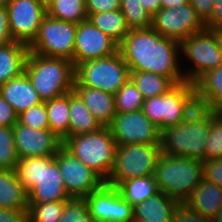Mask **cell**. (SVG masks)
Instances as JSON below:
<instances>
[{"instance_id":"cell-1","label":"cell","mask_w":222,"mask_h":222,"mask_svg":"<svg viewBox=\"0 0 222 222\" xmlns=\"http://www.w3.org/2000/svg\"><path fill=\"white\" fill-rule=\"evenodd\" d=\"M118 51L129 71L159 74L175 85L185 82L180 64V42L162 37L152 28L130 30L118 45Z\"/></svg>"},{"instance_id":"cell-2","label":"cell","mask_w":222,"mask_h":222,"mask_svg":"<svg viewBox=\"0 0 222 222\" xmlns=\"http://www.w3.org/2000/svg\"><path fill=\"white\" fill-rule=\"evenodd\" d=\"M14 171L27 192L28 204L71 199L54 156L21 158Z\"/></svg>"},{"instance_id":"cell-3","label":"cell","mask_w":222,"mask_h":222,"mask_svg":"<svg viewBox=\"0 0 222 222\" xmlns=\"http://www.w3.org/2000/svg\"><path fill=\"white\" fill-rule=\"evenodd\" d=\"M209 132L210 109L197 107L184 122L160 132L161 153L205 160Z\"/></svg>"},{"instance_id":"cell-4","label":"cell","mask_w":222,"mask_h":222,"mask_svg":"<svg viewBox=\"0 0 222 222\" xmlns=\"http://www.w3.org/2000/svg\"><path fill=\"white\" fill-rule=\"evenodd\" d=\"M24 72L42 102L73 91L75 67L68 59L45 57L29 51Z\"/></svg>"},{"instance_id":"cell-5","label":"cell","mask_w":222,"mask_h":222,"mask_svg":"<svg viewBox=\"0 0 222 222\" xmlns=\"http://www.w3.org/2000/svg\"><path fill=\"white\" fill-rule=\"evenodd\" d=\"M203 164L195 158L161 153L156 161L154 180L159 191L184 203L203 179Z\"/></svg>"},{"instance_id":"cell-6","label":"cell","mask_w":222,"mask_h":222,"mask_svg":"<svg viewBox=\"0 0 222 222\" xmlns=\"http://www.w3.org/2000/svg\"><path fill=\"white\" fill-rule=\"evenodd\" d=\"M62 146L106 182L114 166L117 148L108 127L66 137Z\"/></svg>"},{"instance_id":"cell-7","label":"cell","mask_w":222,"mask_h":222,"mask_svg":"<svg viewBox=\"0 0 222 222\" xmlns=\"http://www.w3.org/2000/svg\"><path fill=\"white\" fill-rule=\"evenodd\" d=\"M197 107L195 85L185 81L165 94L144 100L142 112L161 132L184 122Z\"/></svg>"},{"instance_id":"cell-8","label":"cell","mask_w":222,"mask_h":222,"mask_svg":"<svg viewBox=\"0 0 222 222\" xmlns=\"http://www.w3.org/2000/svg\"><path fill=\"white\" fill-rule=\"evenodd\" d=\"M183 59L189 63L183 62ZM180 64L185 81L192 84L222 65V51L211 29L205 28L180 42Z\"/></svg>"},{"instance_id":"cell-9","label":"cell","mask_w":222,"mask_h":222,"mask_svg":"<svg viewBox=\"0 0 222 222\" xmlns=\"http://www.w3.org/2000/svg\"><path fill=\"white\" fill-rule=\"evenodd\" d=\"M74 85L100 89L115 95L130 79V71L120 52L85 61L75 66Z\"/></svg>"},{"instance_id":"cell-10","label":"cell","mask_w":222,"mask_h":222,"mask_svg":"<svg viewBox=\"0 0 222 222\" xmlns=\"http://www.w3.org/2000/svg\"><path fill=\"white\" fill-rule=\"evenodd\" d=\"M160 144L117 145L114 166L106 184L117 186L128 179L154 176Z\"/></svg>"},{"instance_id":"cell-11","label":"cell","mask_w":222,"mask_h":222,"mask_svg":"<svg viewBox=\"0 0 222 222\" xmlns=\"http://www.w3.org/2000/svg\"><path fill=\"white\" fill-rule=\"evenodd\" d=\"M77 28L76 23L58 20L47 14L29 51L45 57L65 58L73 63Z\"/></svg>"},{"instance_id":"cell-12","label":"cell","mask_w":222,"mask_h":222,"mask_svg":"<svg viewBox=\"0 0 222 222\" xmlns=\"http://www.w3.org/2000/svg\"><path fill=\"white\" fill-rule=\"evenodd\" d=\"M151 28L162 37L181 42L194 33L204 30L205 23L190 3L178 8H161L152 16Z\"/></svg>"},{"instance_id":"cell-13","label":"cell","mask_w":222,"mask_h":222,"mask_svg":"<svg viewBox=\"0 0 222 222\" xmlns=\"http://www.w3.org/2000/svg\"><path fill=\"white\" fill-rule=\"evenodd\" d=\"M88 211L95 222H133V206L119 190L105 182L85 197Z\"/></svg>"},{"instance_id":"cell-14","label":"cell","mask_w":222,"mask_h":222,"mask_svg":"<svg viewBox=\"0 0 222 222\" xmlns=\"http://www.w3.org/2000/svg\"><path fill=\"white\" fill-rule=\"evenodd\" d=\"M54 159L58 163L66 192L71 198H85L97 190L104 181L63 146Z\"/></svg>"},{"instance_id":"cell-15","label":"cell","mask_w":222,"mask_h":222,"mask_svg":"<svg viewBox=\"0 0 222 222\" xmlns=\"http://www.w3.org/2000/svg\"><path fill=\"white\" fill-rule=\"evenodd\" d=\"M108 128L117 145L160 144V131L142 110L116 113Z\"/></svg>"},{"instance_id":"cell-16","label":"cell","mask_w":222,"mask_h":222,"mask_svg":"<svg viewBox=\"0 0 222 222\" xmlns=\"http://www.w3.org/2000/svg\"><path fill=\"white\" fill-rule=\"evenodd\" d=\"M7 9L13 40L29 47L38 34L47 10L38 0H10Z\"/></svg>"},{"instance_id":"cell-17","label":"cell","mask_w":222,"mask_h":222,"mask_svg":"<svg viewBox=\"0 0 222 222\" xmlns=\"http://www.w3.org/2000/svg\"><path fill=\"white\" fill-rule=\"evenodd\" d=\"M116 52L118 44L88 19L78 24L74 45V67L85 61L112 56Z\"/></svg>"},{"instance_id":"cell-18","label":"cell","mask_w":222,"mask_h":222,"mask_svg":"<svg viewBox=\"0 0 222 222\" xmlns=\"http://www.w3.org/2000/svg\"><path fill=\"white\" fill-rule=\"evenodd\" d=\"M13 132L19 159L55 156L63 145V141L50 129H33L17 122Z\"/></svg>"},{"instance_id":"cell-19","label":"cell","mask_w":222,"mask_h":222,"mask_svg":"<svg viewBox=\"0 0 222 222\" xmlns=\"http://www.w3.org/2000/svg\"><path fill=\"white\" fill-rule=\"evenodd\" d=\"M0 95L13 107L17 115L42 102L25 72L2 84Z\"/></svg>"},{"instance_id":"cell-20","label":"cell","mask_w":222,"mask_h":222,"mask_svg":"<svg viewBox=\"0 0 222 222\" xmlns=\"http://www.w3.org/2000/svg\"><path fill=\"white\" fill-rule=\"evenodd\" d=\"M73 90L83 100L102 127H108L116 115L115 96L100 89L74 85Z\"/></svg>"},{"instance_id":"cell-21","label":"cell","mask_w":222,"mask_h":222,"mask_svg":"<svg viewBox=\"0 0 222 222\" xmlns=\"http://www.w3.org/2000/svg\"><path fill=\"white\" fill-rule=\"evenodd\" d=\"M184 203L201 216L213 220L222 207V187L202 179Z\"/></svg>"},{"instance_id":"cell-22","label":"cell","mask_w":222,"mask_h":222,"mask_svg":"<svg viewBox=\"0 0 222 222\" xmlns=\"http://www.w3.org/2000/svg\"><path fill=\"white\" fill-rule=\"evenodd\" d=\"M179 203L159 191L142 203L133 206L134 220L146 222H172V216Z\"/></svg>"},{"instance_id":"cell-23","label":"cell","mask_w":222,"mask_h":222,"mask_svg":"<svg viewBox=\"0 0 222 222\" xmlns=\"http://www.w3.org/2000/svg\"><path fill=\"white\" fill-rule=\"evenodd\" d=\"M194 85L199 108L222 112V65L205 73Z\"/></svg>"},{"instance_id":"cell-24","label":"cell","mask_w":222,"mask_h":222,"mask_svg":"<svg viewBox=\"0 0 222 222\" xmlns=\"http://www.w3.org/2000/svg\"><path fill=\"white\" fill-rule=\"evenodd\" d=\"M29 47L12 41L0 46V86L24 72Z\"/></svg>"},{"instance_id":"cell-25","label":"cell","mask_w":222,"mask_h":222,"mask_svg":"<svg viewBox=\"0 0 222 222\" xmlns=\"http://www.w3.org/2000/svg\"><path fill=\"white\" fill-rule=\"evenodd\" d=\"M0 208L28 210V197L14 170L0 169Z\"/></svg>"},{"instance_id":"cell-26","label":"cell","mask_w":222,"mask_h":222,"mask_svg":"<svg viewBox=\"0 0 222 222\" xmlns=\"http://www.w3.org/2000/svg\"><path fill=\"white\" fill-rule=\"evenodd\" d=\"M69 112V136L92 133L102 128L74 90L70 92Z\"/></svg>"},{"instance_id":"cell-27","label":"cell","mask_w":222,"mask_h":222,"mask_svg":"<svg viewBox=\"0 0 222 222\" xmlns=\"http://www.w3.org/2000/svg\"><path fill=\"white\" fill-rule=\"evenodd\" d=\"M49 129L62 141L69 137L70 93L45 101Z\"/></svg>"},{"instance_id":"cell-28","label":"cell","mask_w":222,"mask_h":222,"mask_svg":"<svg viewBox=\"0 0 222 222\" xmlns=\"http://www.w3.org/2000/svg\"><path fill=\"white\" fill-rule=\"evenodd\" d=\"M87 19L99 30L108 35L118 45L130 32L121 10L87 14Z\"/></svg>"},{"instance_id":"cell-29","label":"cell","mask_w":222,"mask_h":222,"mask_svg":"<svg viewBox=\"0 0 222 222\" xmlns=\"http://www.w3.org/2000/svg\"><path fill=\"white\" fill-rule=\"evenodd\" d=\"M116 188L121 196L132 206L142 203L159 192L154 176H144L128 179L119 183Z\"/></svg>"},{"instance_id":"cell-30","label":"cell","mask_w":222,"mask_h":222,"mask_svg":"<svg viewBox=\"0 0 222 222\" xmlns=\"http://www.w3.org/2000/svg\"><path fill=\"white\" fill-rule=\"evenodd\" d=\"M130 79L144 100L165 94L175 86L169 78L151 72L130 71Z\"/></svg>"},{"instance_id":"cell-31","label":"cell","mask_w":222,"mask_h":222,"mask_svg":"<svg viewBox=\"0 0 222 222\" xmlns=\"http://www.w3.org/2000/svg\"><path fill=\"white\" fill-rule=\"evenodd\" d=\"M47 14L58 20L79 24L87 20L85 0H55Z\"/></svg>"},{"instance_id":"cell-32","label":"cell","mask_w":222,"mask_h":222,"mask_svg":"<svg viewBox=\"0 0 222 222\" xmlns=\"http://www.w3.org/2000/svg\"><path fill=\"white\" fill-rule=\"evenodd\" d=\"M121 13L130 30L149 29L152 24L151 14L140 0H120Z\"/></svg>"},{"instance_id":"cell-33","label":"cell","mask_w":222,"mask_h":222,"mask_svg":"<svg viewBox=\"0 0 222 222\" xmlns=\"http://www.w3.org/2000/svg\"><path fill=\"white\" fill-rule=\"evenodd\" d=\"M114 96L116 113L142 110L144 98L131 79H128Z\"/></svg>"},{"instance_id":"cell-34","label":"cell","mask_w":222,"mask_h":222,"mask_svg":"<svg viewBox=\"0 0 222 222\" xmlns=\"http://www.w3.org/2000/svg\"><path fill=\"white\" fill-rule=\"evenodd\" d=\"M66 201L28 204V222H59Z\"/></svg>"},{"instance_id":"cell-35","label":"cell","mask_w":222,"mask_h":222,"mask_svg":"<svg viewBox=\"0 0 222 222\" xmlns=\"http://www.w3.org/2000/svg\"><path fill=\"white\" fill-rule=\"evenodd\" d=\"M18 161L13 127L0 126V169L15 170Z\"/></svg>"},{"instance_id":"cell-36","label":"cell","mask_w":222,"mask_h":222,"mask_svg":"<svg viewBox=\"0 0 222 222\" xmlns=\"http://www.w3.org/2000/svg\"><path fill=\"white\" fill-rule=\"evenodd\" d=\"M222 158V112L210 110V132L206 141L205 160Z\"/></svg>"},{"instance_id":"cell-37","label":"cell","mask_w":222,"mask_h":222,"mask_svg":"<svg viewBox=\"0 0 222 222\" xmlns=\"http://www.w3.org/2000/svg\"><path fill=\"white\" fill-rule=\"evenodd\" d=\"M59 222H95L88 211L85 198H71L65 202Z\"/></svg>"},{"instance_id":"cell-38","label":"cell","mask_w":222,"mask_h":222,"mask_svg":"<svg viewBox=\"0 0 222 222\" xmlns=\"http://www.w3.org/2000/svg\"><path fill=\"white\" fill-rule=\"evenodd\" d=\"M18 122L33 129H49L45 102H41L20 113Z\"/></svg>"},{"instance_id":"cell-39","label":"cell","mask_w":222,"mask_h":222,"mask_svg":"<svg viewBox=\"0 0 222 222\" xmlns=\"http://www.w3.org/2000/svg\"><path fill=\"white\" fill-rule=\"evenodd\" d=\"M203 179L222 187V158L202 160Z\"/></svg>"},{"instance_id":"cell-40","label":"cell","mask_w":222,"mask_h":222,"mask_svg":"<svg viewBox=\"0 0 222 222\" xmlns=\"http://www.w3.org/2000/svg\"><path fill=\"white\" fill-rule=\"evenodd\" d=\"M172 222H212L189 208L185 203H179L173 213Z\"/></svg>"},{"instance_id":"cell-41","label":"cell","mask_w":222,"mask_h":222,"mask_svg":"<svg viewBox=\"0 0 222 222\" xmlns=\"http://www.w3.org/2000/svg\"><path fill=\"white\" fill-rule=\"evenodd\" d=\"M120 9V0H85L86 14H95Z\"/></svg>"},{"instance_id":"cell-42","label":"cell","mask_w":222,"mask_h":222,"mask_svg":"<svg viewBox=\"0 0 222 222\" xmlns=\"http://www.w3.org/2000/svg\"><path fill=\"white\" fill-rule=\"evenodd\" d=\"M17 122V113L13 107L0 95V126L13 127Z\"/></svg>"},{"instance_id":"cell-43","label":"cell","mask_w":222,"mask_h":222,"mask_svg":"<svg viewBox=\"0 0 222 222\" xmlns=\"http://www.w3.org/2000/svg\"><path fill=\"white\" fill-rule=\"evenodd\" d=\"M14 41L9 27L8 9L0 7V46Z\"/></svg>"},{"instance_id":"cell-44","label":"cell","mask_w":222,"mask_h":222,"mask_svg":"<svg viewBox=\"0 0 222 222\" xmlns=\"http://www.w3.org/2000/svg\"><path fill=\"white\" fill-rule=\"evenodd\" d=\"M189 3L205 23L212 14L215 0H189Z\"/></svg>"},{"instance_id":"cell-45","label":"cell","mask_w":222,"mask_h":222,"mask_svg":"<svg viewBox=\"0 0 222 222\" xmlns=\"http://www.w3.org/2000/svg\"><path fill=\"white\" fill-rule=\"evenodd\" d=\"M28 210H14L0 208V222H28Z\"/></svg>"},{"instance_id":"cell-46","label":"cell","mask_w":222,"mask_h":222,"mask_svg":"<svg viewBox=\"0 0 222 222\" xmlns=\"http://www.w3.org/2000/svg\"><path fill=\"white\" fill-rule=\"evenodd\" d=\"M205 27L207 29L222 27V0H215L212 14L205 22Z\"/></svg>"},{"instance_id":"cell-47","label":"cell","mask_w":222,"mask_h":222,"mask_svg":"<svg viewBox=\"0 0 222 222\" xmlns=\"http://www.w3.org/2000/svg\"><path fill=\"white\" fill-rule=\"evenodd\" d=\"M144 8L153 16L161 9L160 0H140Z\"/></svg>"},{"instance_id":"cell-48","label":"cell","mask_w":222,"mask_h":222,"mask_svg":"<svg viewBox=\"0 0 222 222\" xmlns=\"http://www.w3.org/2000/svg\"><path fill=\"white\" fill-rule=\"evenodd\" d=\"M161 8L173 9L189 3V0H160Z\"/></svg>"},{"instance_id":"cell-49","label":"cell","mask_w":222,"mask_h":222,"mask_svg":"<svg viewBox=\"0 0 222 222\" xmlns=\"http://www.w3.org/2000/svg\"><path fill=\"white\" fill-rule=\"evenodd\" d=\"M211 30L214 33V35L218 41V45H219L220 50L222 51V27L214 28Z\"/></svg>"},{"instance_id":"cell-50","label":"cell","mask_w":222,"mask_h":222,"mask_svg":"<svg viewBox=\"0 0 222 222\" xmlns=\"http://www.w3.org/2000/svg\"><path fill=\"white\" fill-rule=\"evenodd\" d=\"M40 4L48 10V8L55 2V0H38Z\"/></svg>"},{"instance_id":"cell-51","label":"cell","mask_w":222,"mask_h":222,"mask_svg":"<svg viewBox=\"0 0 222 222\" xmlns=\"http://www.w3.org/2000/svg\"><path fill=\"white\" fill-rule=\"evenodd\" d=\"M212 222H222V207L218 210L216 216L213 218Z\"/></svg>"},{"instance_id":"cell-52","label":"cell","mask_w":222,"mask_h":222,"mask_svg":"<svg viewBox=\"0 0 222 222\" xmlns=\"http://www.w3.org/2000/svg\"><path fill=\"white\" fill-rule=\"evenodd\" d=\"M10 0H0V7H7Z\"/></svg>"},{"instance_id":"cell-53","label":"cell","mask_w":222,"mask_h":222,"mask_svg":"<svg viewBox=\"0 0 222 222\" xmlns=\"http://www.w3.org/2000/svg\"><path fill=\"white\" fill-rule=\"evenodd\" d=\"M133 222H146V221H143V220H133Z\"/></svg>"}]
</instances>
